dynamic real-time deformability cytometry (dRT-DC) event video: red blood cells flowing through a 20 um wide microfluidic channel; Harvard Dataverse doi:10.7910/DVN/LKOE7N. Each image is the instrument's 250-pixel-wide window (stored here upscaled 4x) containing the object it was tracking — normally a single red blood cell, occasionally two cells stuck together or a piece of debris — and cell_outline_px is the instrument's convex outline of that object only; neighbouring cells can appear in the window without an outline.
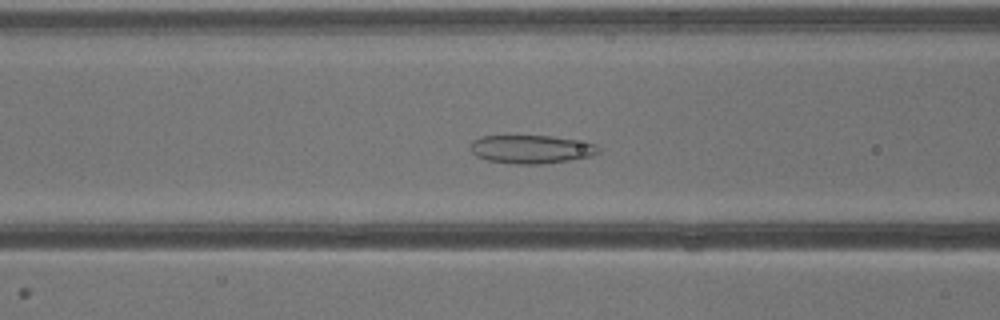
{"species": "common noctule bat (a hibernating species)", "species_latin": "Nyctalus noctula", "temperature_condition": "warm", "stored_images_in_passage": 40, "camera_frame_rate_fps": 3000, "um_per_image_px": 0.085, "animal": {"sex": "male", "body_mass_g": 13.3}, "frame": {"image": 1, "passage_image": 16, "time_ms": 5.0, "image_size_px": [1000, 320], "cell_outline_px": [[600, 152], [592, 156], [544, 164], [516, 164], [488, 160], [476, 156], [468, 148], [468, 144], [472, 140], [480, 136], [552, 136], [596, 144], [600, 148]], "centroid_in_image_um": [45.11, 12.68], "position_along_channel_um": 121.5, "area_um2": 21.27}}
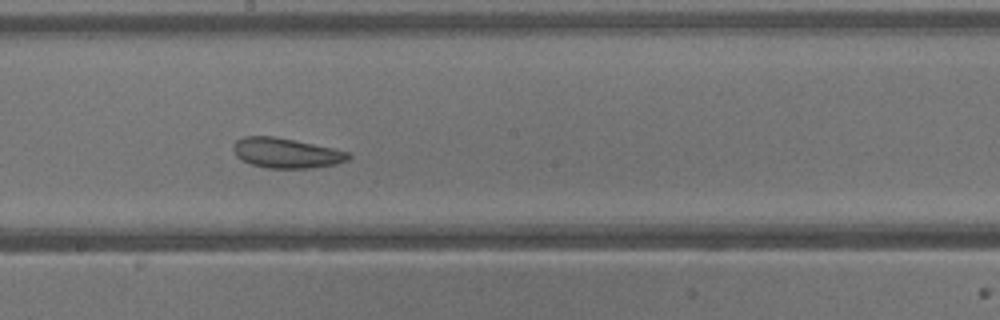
{"frame": {"image": 2, "passage_image": 22, "time_ms": 7.0, "image_size_px": [1000, 320], "cell_outline_px": [[352, 156], [348, 160], [336, 164], [312, 168], [268, 168], [252, 164], [236, 156], [232, 148], [236, 140], [244, 136], [276, 136], [332, 148], [348, 152]], "centroid_in_image_um": [24.33, 13.0], "position_along_channel_um": 223.9, "area_um2": 20.06}}
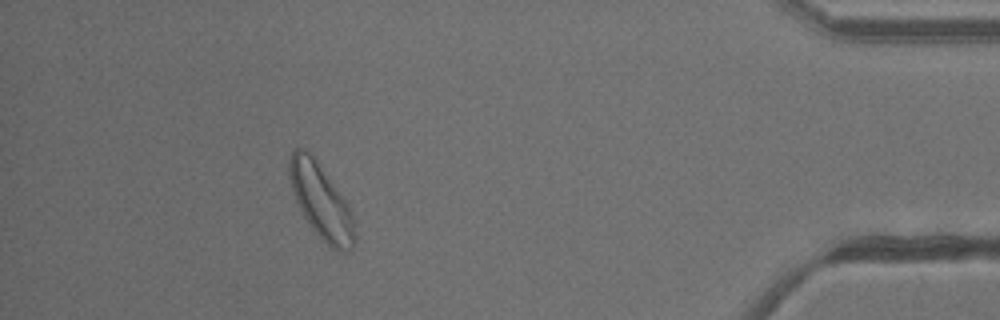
{"frame": {"image": 3, "passage_image": 36, "time_ms": 11.667, "image_size_px": [1000, 320], "cell_outline_px": [[356, 244], [348, 252], [336, 252], [312, 228], [304, 216], [292, 192], [288, 176], [288, 160], [292, 152], [296, 148], [304, 148], [316, 160], [344, 200], [352, 216], [356, 236]], "centroid_in_image_um": [27.27, 17.14], "position_along_channel_um": 407.9, "area_um2": 27.92}}